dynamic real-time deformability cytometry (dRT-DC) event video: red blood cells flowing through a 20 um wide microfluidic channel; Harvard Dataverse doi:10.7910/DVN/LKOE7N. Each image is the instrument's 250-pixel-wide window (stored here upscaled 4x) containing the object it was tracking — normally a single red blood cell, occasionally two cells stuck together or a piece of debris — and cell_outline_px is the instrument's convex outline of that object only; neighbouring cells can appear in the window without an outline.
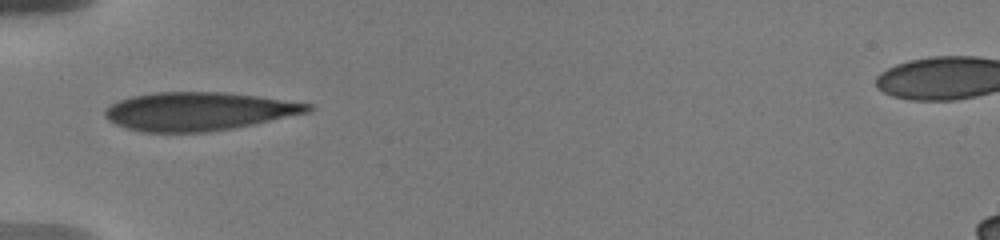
{"species": "human", "species_latin": "Homo sapiens", "temperature_condition": "warm", "stored_images_in_passage": 7, "camera_frame_rate_fps": 3000, "um_per_image_px": 0.085, "donor": {"sex": "male"}, "frame": {"image": 1, "passage_image": 1, "time_ms": 0.0, "image_size_px": [1000, 240], "cell_outline_px": [[316, 108], [312, 112], [232, 128], [208, 132], [140, 132], [116, 124], [108, 120], [104, 116], [104, 112], [112, 104], [120, 100], [132, 96], [152, 92], [224, 92], [256, 96], [312, 104]], "centroid_in_image_um": [16.9, 9.46], "position_along_channel_um": 68.1, "area_um2": 45.26}}
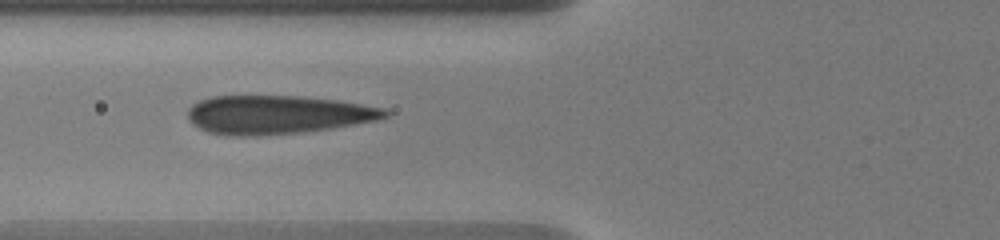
{"frame": {"image": 2, "passage_image": 4, "time_ms": 1.0, "image_size_px": [1000, 240], "cell_outline_px": [[392, 112], [388, 116], [376, 120], [332, 128], [300, 132], [260, 136], [228, 136], [208, 132], [192, 124], [188, 120], [188, 108], [192, 104], [200, 100], [212, 96], [300, 96], [340, 100], [388, 108]], "centroid_in_image_um": [23.6, 9.74], "position_along_channel_um": 102.2, "area_um2": 44.8}}
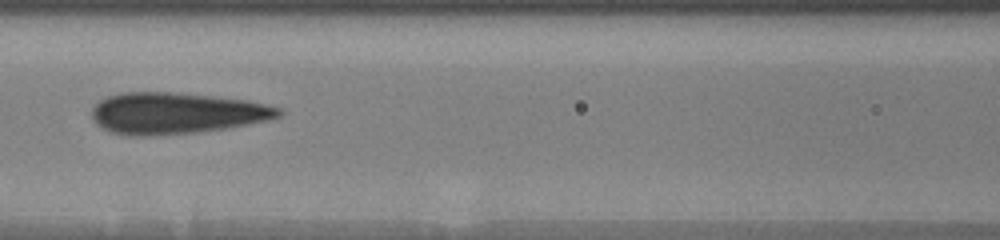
{"frame": {"image": 3, "passage_image": 6, "time_ms": 2.333, "image_size_px": [1000, 240], "cell_outline_px": [[284, 112], [280, 116], [272, 120], [224, 128], [196, 132], [152, 136], [128, 136], [112, 132], [96, 124], [92, 120], [92, 108], [100, 100], [108, 96], [120, 92], [172, 92], [212, 96], [248, 100], [280, 108]], "centroid_in_image_um": [14.97, 9.62], "position_along_channel_um": 151.6, "area_um2": 45.14}}